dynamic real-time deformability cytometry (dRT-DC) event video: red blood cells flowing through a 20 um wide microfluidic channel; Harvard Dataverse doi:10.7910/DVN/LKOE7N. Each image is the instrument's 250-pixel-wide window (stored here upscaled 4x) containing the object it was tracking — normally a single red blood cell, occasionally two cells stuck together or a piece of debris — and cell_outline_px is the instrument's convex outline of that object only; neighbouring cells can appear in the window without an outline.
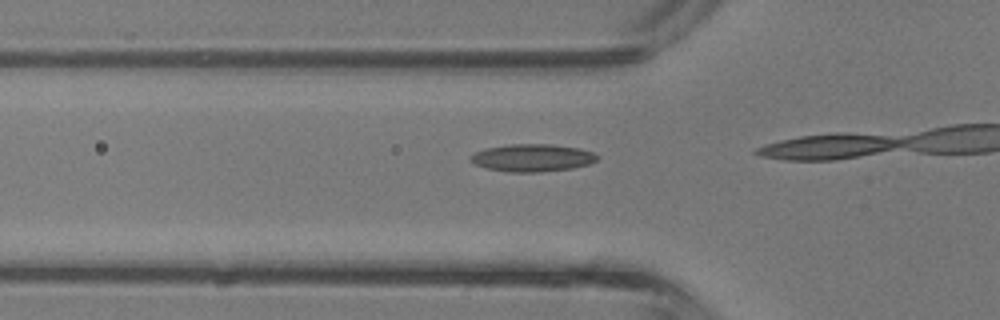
{"species": "common noctule bat (a hibernating species)", "species_latin": "Nyctalus noctula", "temperature_condition": "room temperature", "stored_images_in_passage": 13, "camera_frame_rate_fps": 3000, "um_per_image_px": 0.085, "animal": {"sex": "male", "body_mass_g": 13.3}, "frame": {"image": 1, "passage_image": 11, "time_ms": 3.333, "image_size_px": [1000, 320], "cell_outline_px": [[600, 156], [596, 160], [588, 164], [572, 168], [540, 172], [508, 172], [484, 168], [468, 160], [468, 156], [476, 152], [488, 148], [508, 144], [552, 144], [580, 148], [592, 152]], "centroid_in_image_um": [45.23, 13.41], "position_along_channel_um": 80.6, "area_um2": 20.4}}